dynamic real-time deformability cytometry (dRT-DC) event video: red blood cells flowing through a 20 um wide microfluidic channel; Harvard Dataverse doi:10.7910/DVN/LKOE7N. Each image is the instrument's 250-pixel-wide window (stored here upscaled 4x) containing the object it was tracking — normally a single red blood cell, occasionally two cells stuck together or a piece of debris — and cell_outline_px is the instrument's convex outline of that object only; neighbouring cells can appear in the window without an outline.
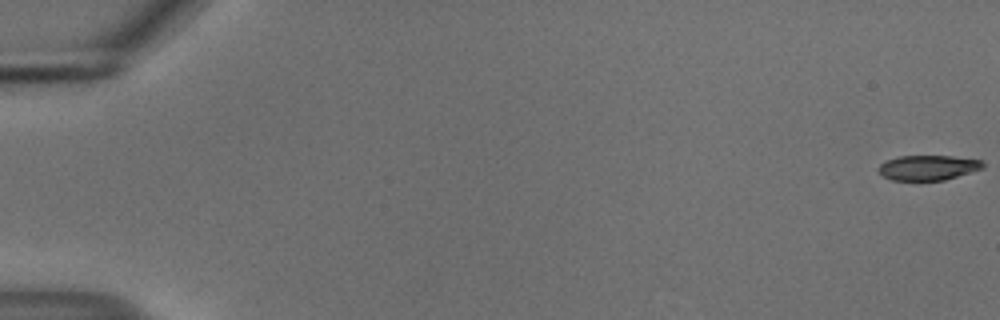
{"species": "common noctule bat (a hibernating species)", "species_latin": "Nyctalus noctula", "temperature_condition": "cold", "stored_images_in_passage": 32, "camera_frame_rate_fps": 3000, "um_per_image_px": 0.085, "animal": {"sex": "male", "body_mass_g": 18.8}, "frame": {"image": 1, "passage_image": 1, "time_ms": 0.0, "image_size_px": [1000, 320], "cell_outline_px": [[984, 168], [944, 180], [892, 180], [884, 176], [876, 168], [884, 160], [900, 156], [952, 156], [984, 160]], "centroid_in_image_um": [78.89, 14.24], "position_along_channel_um": 6.1, "area_um2": 15.26}}
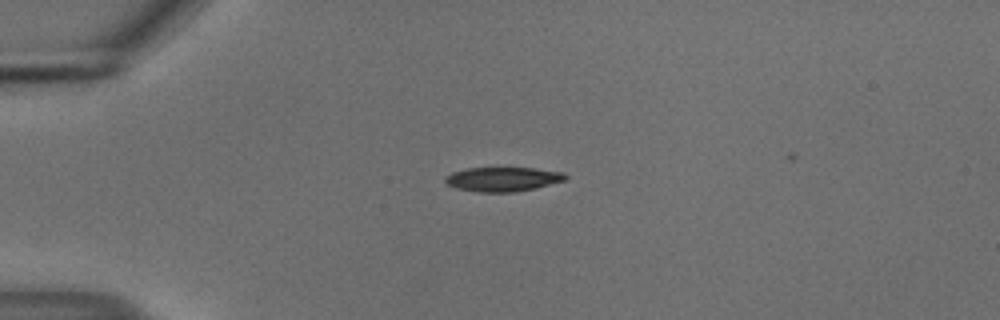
{"frame": {"image": 2, "passage_image": 15, "time_ms": 4.667, "image_size_px": [1000, 320], "cell_outline_px": [[568, 176], [564, 180], [536, 188], [512, 192], [476, 192], [456, 188], [448, 184], [444, 180], [444, 176], [452, 172], [468, 168], [536, 168], [564, 172]], "centroid_in_image_um": [42.73, 15.23], "position_along_channel_um": 42.3, "area_um2": 17.05}}
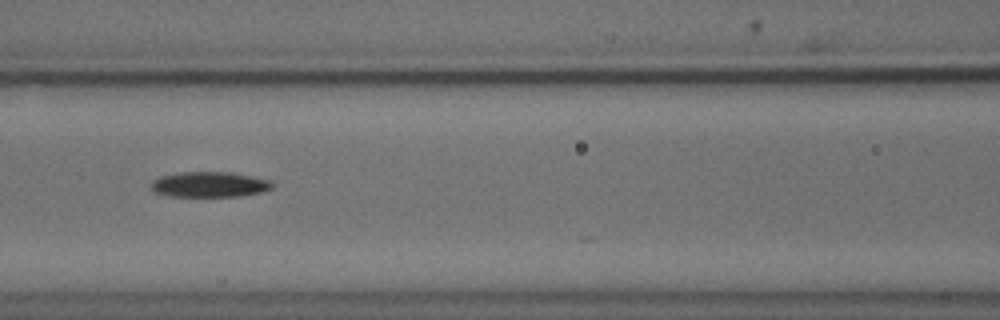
{"frame": {"image": 3, "passage_image": 26, "time_ms": 8.333, "image_size_px": [1000, 320], "cell_outline_px": [[276, 184], [272, 188], [264, 192], [240, 196], [168, 196], [152, 192], [152, 180], [160, 176], [180, 172], [232, 172], [272, 180]], "centroid_in_image_um": [17.85, 15.68], "position_along_channel_um": 148.7, "area_um2": 18.21}}